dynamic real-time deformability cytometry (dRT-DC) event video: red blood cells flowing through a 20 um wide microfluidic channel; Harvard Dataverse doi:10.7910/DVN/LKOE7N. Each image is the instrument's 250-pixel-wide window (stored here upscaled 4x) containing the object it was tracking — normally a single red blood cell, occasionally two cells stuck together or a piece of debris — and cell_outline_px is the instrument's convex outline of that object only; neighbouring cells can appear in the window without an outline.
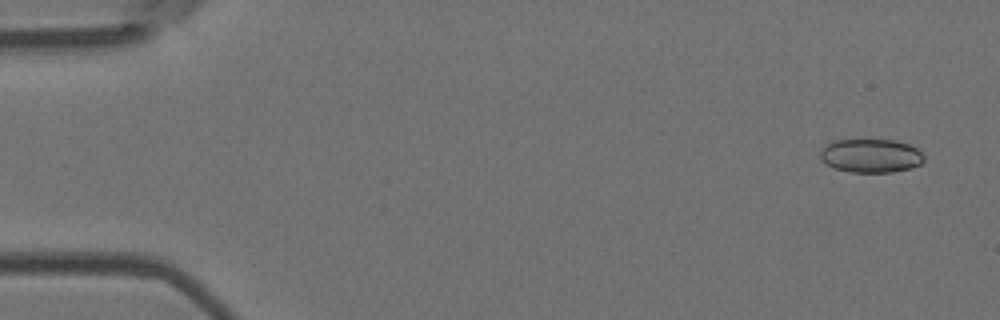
{"species": "Egyptian fruit bat (a non-hibernating species)", "species_latin": "Rousettus aegyptiacus", "temperature_condition": "room temperature", "stored_images_in_passage": 4, "camera_frame_rate_fps": 3000, "um_per_image_px": 0.085, "animal": {"sex": "female"}, "frame": {"image": 1, "passage_image": 1, "time_ms": 0.0, "image_size_px": [1000, 320], "cell_outline_px": [[924, 160], [920, 164], [912, 168], [892, 172], [852, 172], [836, 168], [828, 164], [820, 156], [820, 152], [824, 144], [836, 140], [896, 140], [912, 144], [924, 152]], "centroid_in_image_um": [74.09, 13.22], "position_along_channel_um": 10.9, "area_um2": 20.52}}
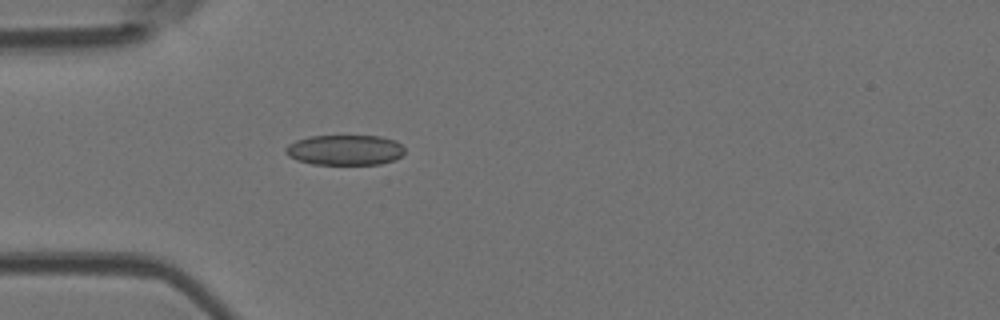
{"frame": {"image": 2, "passage_image": 4, "time_ms": 4.333, "image_size_px": [1000, 320], "cell_outline_px": [[404, 152], [396, 160], [380, 164], [312, 164], [296, 160], [288, 156], [284, 152], [284, 148], [288, 144], [296, 140], [308, 136], [380, 136], [396, 140], [404, 148]], "centroid_in_image_um": [29.29, 12.75], "position_along_channel_um": 55.7, "area_um2": 21.21}}